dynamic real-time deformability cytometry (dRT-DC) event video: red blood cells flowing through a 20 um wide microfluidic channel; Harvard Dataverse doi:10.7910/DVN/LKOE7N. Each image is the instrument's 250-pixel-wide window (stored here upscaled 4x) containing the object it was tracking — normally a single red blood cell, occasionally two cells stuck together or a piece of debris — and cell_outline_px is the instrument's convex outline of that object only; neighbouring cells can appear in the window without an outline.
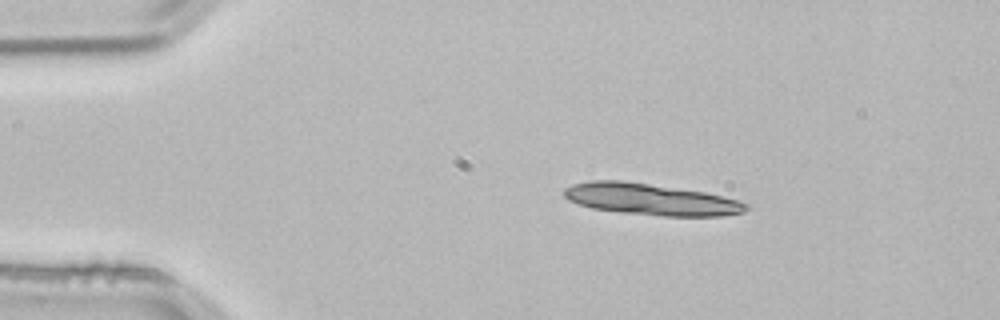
{"species": "common noctule bat (a hibernating species)", "species_latin": "Nyctalus noctula", "temperature_condition": "room temperature", "stored_images_in_passage": 1, "camera_frame_rate_fps": 3000, "um_per_image_px": 0.085, "animal": {"sex": "male", "body_mass_g": 21.5, "forearm_length_mm": 52.0}, "frame": {"image": 1, "passage_image": 1, "time_ms": 0.0, "image_size_px": [1000, 320], "cell_outline_px": [[748, 208], [744, 212], [724, 216], [664, 216], [620, 212], [592, 208], [568, 200], [564, 196], [564, 188], [572, 184], [588, 180], [624, 180], [704, 192], [740, 200], [748, 204]], "centroid_in_image_um": [55.32, 16.94], "position_along_channel_um": 29.7, "area_um2": 33.47}}